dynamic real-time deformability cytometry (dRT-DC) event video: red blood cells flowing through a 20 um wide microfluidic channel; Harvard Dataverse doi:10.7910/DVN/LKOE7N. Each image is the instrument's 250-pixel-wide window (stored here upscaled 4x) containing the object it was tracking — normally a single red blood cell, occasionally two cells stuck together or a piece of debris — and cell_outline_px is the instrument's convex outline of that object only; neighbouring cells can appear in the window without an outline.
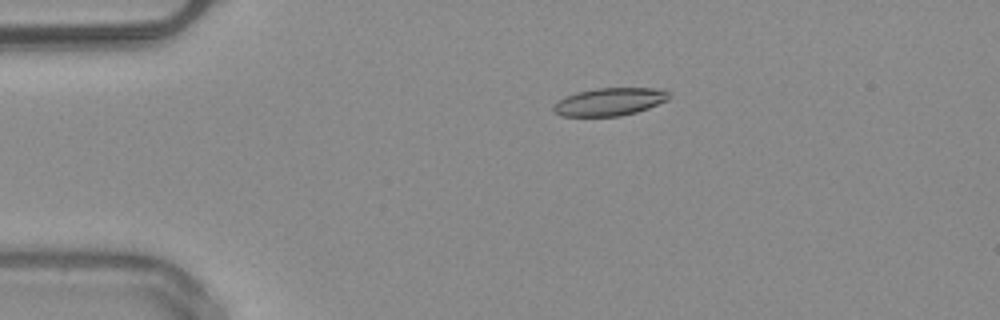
{"species": "common noctule bat (a hibernating species)", "species_latin": "Nyctalus noctula", "temperature_condition": "warm", "stored_images_in_passage": 46, "camera_frame_rate_fps": 3000, "um_per_image_px": 0.085, "animal": {"sex": "male", "body_mass_g": 20.4}, "frame": {"image": 1, "passage_image": 6, "time_ms": 1.667, "image_size_px": [1000, 320], "cell_outline_px": [[672, 96], [668, 100], [648, 108], [636, 112], [620, 116], [560, 116], [552, 108], [552, 104], [576, 92], [596, 88], [652, 88], [668, 92]], "centroid_in_image_um": [51.82, 8.65], "position_along_channel_um": 33.2, "area_um2": 18.61}}
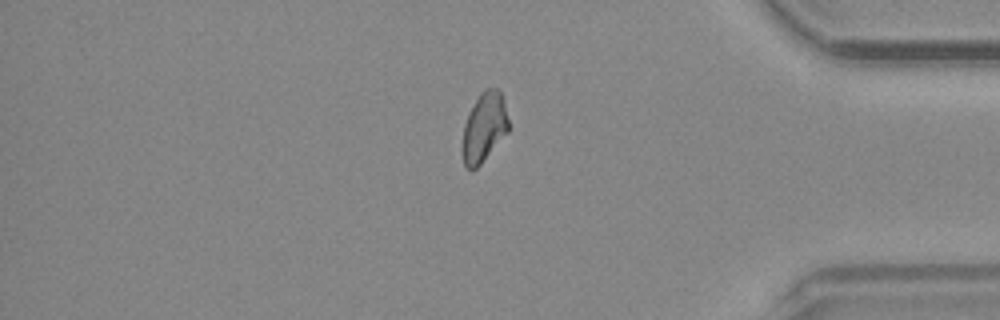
{"frame": {"image": 2, "passage_image": 38, "time_ms": 12.333, "image_size_px": [1000, 320], "cell_outline_px": [[508, 132], [480, 164], [472, 172], [464, 164], [460, 152], [460, 148], [464, 124], [480, 92], [484, 88], [496, 88], [500, 92], [504, 104], [508, 120]], "centroid_in_image_um": [41.11, 10.87], "position_along_channel_um": 394.1, "area_um2": 18.61}}
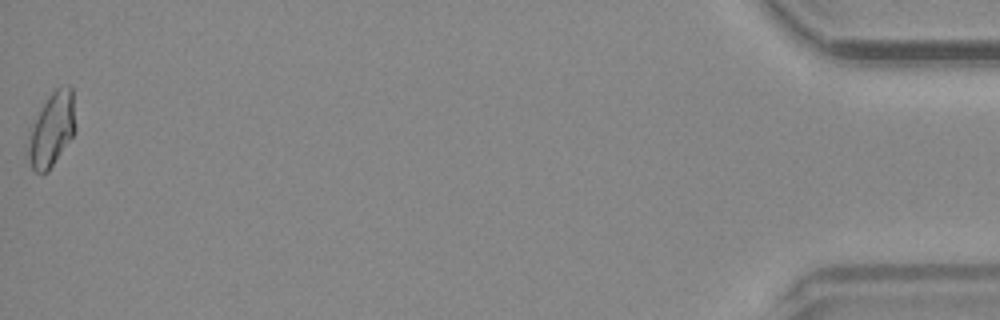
{"frame": {"image": 3, "passage_image": 46, "time_ms": 15.0, "image_size_px": [1000, 320], "cell_outline_px": [[76, 132], [48, 172], [36, 172], [32, 168], [28, 160], [28, 128], [40, 108], [48, 96], [56, 88], [68, 84], [72, 88], [76, 128]], "centroid_in_image_um": [4.39, 10.99], "position_along_channel_um": 430.8, "area_um2": 20.81}, "authors_computed_cell_mechanics": {"area_um2": 18.9584, "velocity_mm_per_s": 4.0504, "shape_relaxation_time_tau1_ms": 8.9121, "shape_relaxation_time_tau2_ms": 9.6411, "deformation_change_tau1": 0.1672, "deformation_change_tau2": 0.2047}}